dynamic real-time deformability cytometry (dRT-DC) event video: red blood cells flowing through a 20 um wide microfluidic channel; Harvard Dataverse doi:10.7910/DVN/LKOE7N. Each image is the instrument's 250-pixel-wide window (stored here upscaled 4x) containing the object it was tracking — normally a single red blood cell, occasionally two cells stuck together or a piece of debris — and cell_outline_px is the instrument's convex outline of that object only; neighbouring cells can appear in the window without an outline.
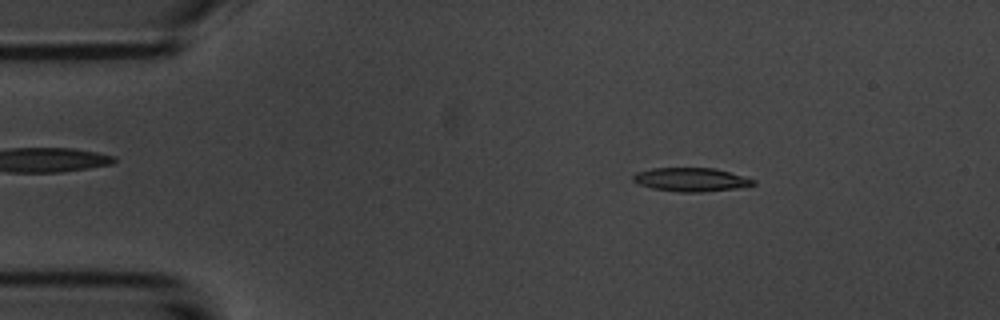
{"species": "common noctule bat (a hibernating species)", "species_latin": "Nyctalus noctula", "temperature_condition": "room temperature", "stored_images_in_passage": 53, "camera_frame_rate_fps": 3000, "um_per_image_px": 0.085, "animal": {"sex": "male", "body_mass_g": 20.1, "forearm_length_mm": 53.5}, "frame": {"image": 1, "passage_image": 8, "time_ms": 2.333, "image_size_px": [1000, 320], "cell_outline_px": [[756, 184], [736, 188], [700, 192], [676, 192], [652, 188], [636, 184], [632, 180], [632, 176], [636, 172], [652, 168], [716, 168], [756, 180]], "centroid_in_image_um": [58.69, 15.26], "position_along_channel_um": 26.3, "area_um2": 16.65}}
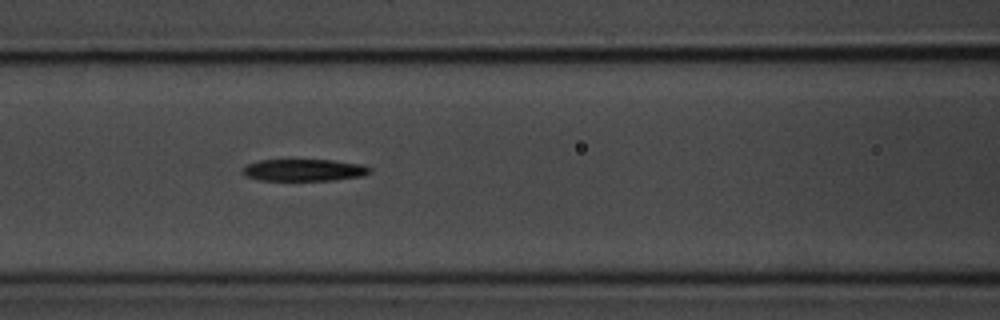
{"frame": {"image": 2, "passage_image": 22, "time_ms": 7.0, "image_size_px": [1000, 320], "cell_outline_px": [[372, 172], [364, 176], [332, 180], [260, 180], [248, 176], [240, 172], [244, 164], [260, 160], [332, 160], [364, 164], [372, 168]], "centroid_in_image_um": [25.87, 14.45], "position_along_channel_um": 140.7, "area_um2": 16.47}}
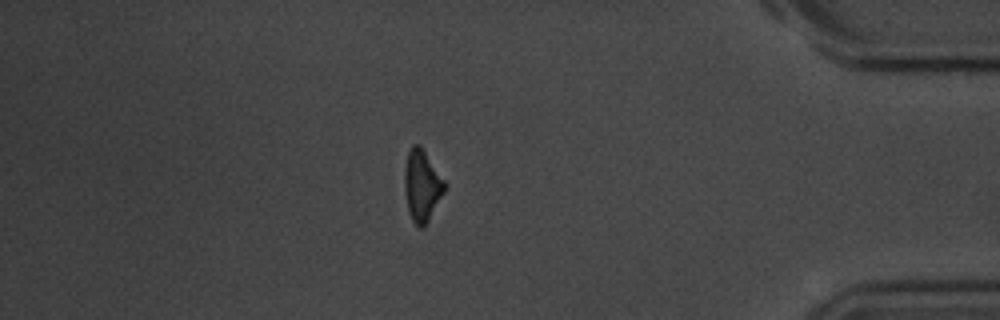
{"frame": {"image": 3, "passage_image": 46, "time_ms": 15.0, "image_size_px": [1000, 320], "cell_outline_px": [[448, 184], [444, 192], [424, 228], [420, 228], [412, 220], [408, 212], [404, 188], [404, 168], [408, 152], [412, 144], [420, 144]], "centroid_in_image_um": [35.87, 15.76], "position_along_channel_um": 399.3, "area_um2": 16.94}, "authors_computed_cell_mechanics": {"area_um2": 16.9354, "velocity_mm_per_s": 3.6975, "shape_relaxation_time_tau1_ms": 7.9078, "shape_relaxation_time_tau2_ms": 9.496, "deformation_change_tau1": 0.2229, "deformation_change_tau2": 0.2633}}